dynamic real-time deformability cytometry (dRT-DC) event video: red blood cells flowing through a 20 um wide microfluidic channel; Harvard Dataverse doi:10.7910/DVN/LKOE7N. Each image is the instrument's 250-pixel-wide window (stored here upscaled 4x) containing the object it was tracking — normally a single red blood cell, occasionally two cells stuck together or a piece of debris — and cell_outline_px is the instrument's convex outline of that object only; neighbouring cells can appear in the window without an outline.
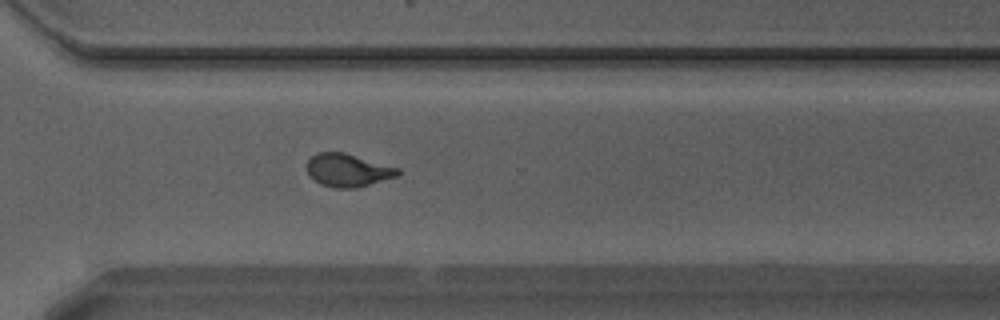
{"species": "Egyptian fruit bat (a non-hibernating species)", "species_latin": "Rousettus aegyptiacus", "temperature_condition": "warm", "stored_images_in_passage": 39, "camera_frame_rate_fps": 3000, "um_per_image_px": 0.085, "animal": {"sex": "male"}, "frame": {"image": 1, "passage_image": 34, "time_ms": 11.0, "image_size_px": [1000, 320], "cell_outline_px": [[400, 172], [396, 176], [356, 188], [332, 188], [320, 184], [312, 180], [308, 176], [308, 160], [316, 152], [344, 152], [400, 168]], "centroid_in_image_um": [29.53, 14.47], "position_along_channel_um": 341.1, "area_um2": 17.51}}